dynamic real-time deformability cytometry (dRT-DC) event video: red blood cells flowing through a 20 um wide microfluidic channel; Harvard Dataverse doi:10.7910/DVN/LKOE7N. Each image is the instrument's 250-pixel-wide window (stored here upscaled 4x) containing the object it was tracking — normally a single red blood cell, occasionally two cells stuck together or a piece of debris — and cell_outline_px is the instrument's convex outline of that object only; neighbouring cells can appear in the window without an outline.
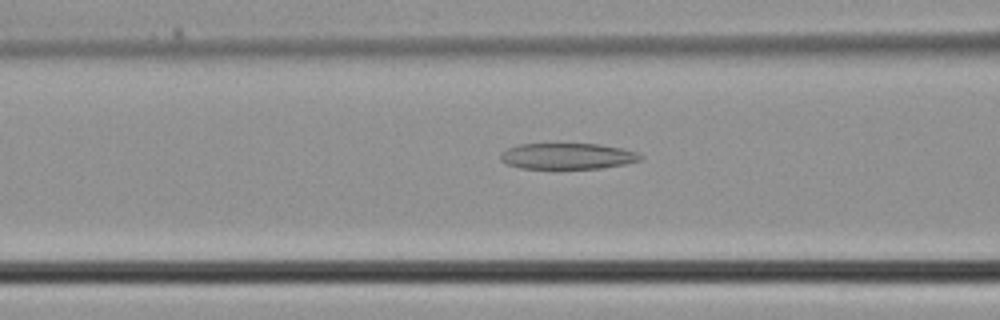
{"species": "common noctule bat (a hibernating species)", "species_latin": "Nyctalus noctula", "temperature_condition": "cold", "stored_images_in_passage": 26, "camera_frame_rate_fps": 3000, "um_per_image_px": 0.085, "animal": {"sex": "male", "body_mass_g": 21.5, "forearm_length_mm": 52.0}, "frame": {"image": 1, "passage_image": 10, "time_ms": 3.0, "image_size_px": [1000, 320], "cell_outline_px": [[644, 156], [640, 160], [624, 164], [604, 168], [520, 168], [508, 164], [500, 160], [500, 152], [508, 148], [520, 144], [600, 144], [620, 148], [636, 152]], "centroid_in_image_um": [48.22, 13.27], "position_along_channel_um": 118.4, "area_um2": 21.1}}
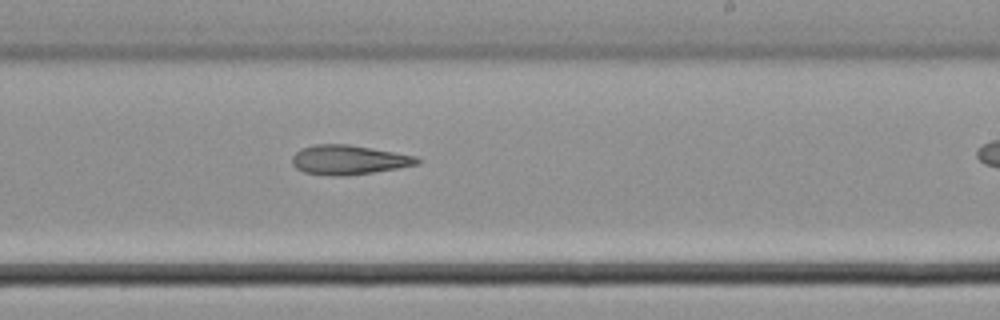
{"frame": {"image": 2, "passage_image": 18, "time_ms": 5.667, "image_size_px": [1000, 320], "cell_outline_px": [[420, 164], [348, 176], [332, 176], [304, 172], [296, 168], [292, 164], [292, 156], [300, 148], [316, 144], [348, 144], [372, 148], [416, 156], [420, 160]], "centroid_in_image_um": [29.61, 13.58], "position_along_channel_um": 259.4, "area_um2": 21.44}}
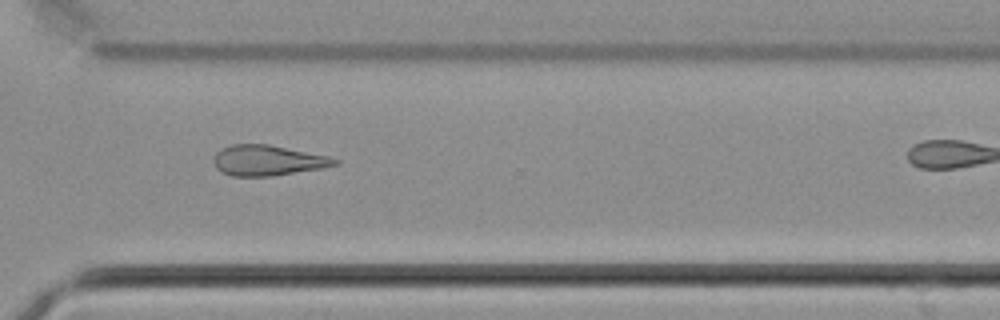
{"frame": {"image": 3, "passage_image": 23, "time_ms": 7.333, "image_size_px": [1000, 320], "cell_outline_px": [[340, 164], [324, 168], [272, 176], [232, 176], [216, 168], [212, 160], [216, 152], [220, 148], [232, 144], [268, 144], [328, 156], [340, 160]], "centroid_in_image_um": [22.76, 13.63], "position_along_channel_um": 347.8, "area_um2": 21.62}}